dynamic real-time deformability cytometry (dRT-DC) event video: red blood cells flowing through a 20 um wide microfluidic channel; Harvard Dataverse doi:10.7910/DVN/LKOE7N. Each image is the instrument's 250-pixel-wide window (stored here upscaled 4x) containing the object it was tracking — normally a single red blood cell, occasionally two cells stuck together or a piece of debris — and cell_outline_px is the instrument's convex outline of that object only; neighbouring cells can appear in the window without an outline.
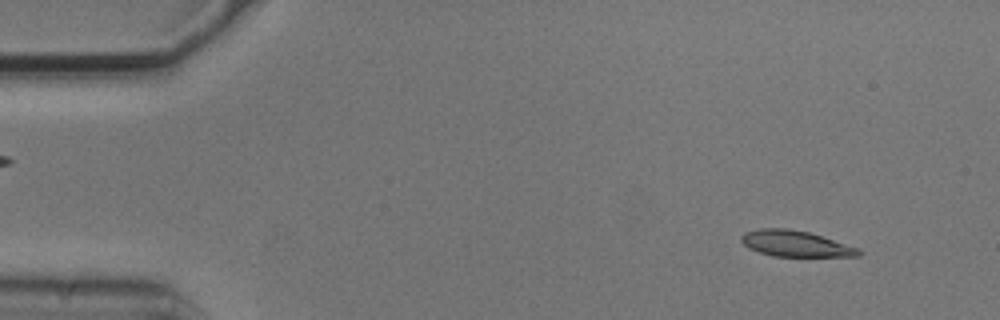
{"species": "common noctule bat (a hibernating species)", "species_latin": "Nyctalus noctula", "temperature_condition": "cold", "stored_images_in_passage": 4, "camera_frame_rate_fps": 3000, "um_per_image_px": 0.085, "animal": {"sex": "male", "body_mass_g": 20.5, "forearm_length_mm": 52.5}, "frame": {"image": 1, "passage_image": 1, "time_ms": 0.0, "image_size_px": [1000, 320], "cell_outline_px": [[864, 252], [860, 256], [772, 256], [748, 248], [740, 240], [740, 236], [744, 232], [760, 228], [788, 228], [808, 232], [860, 248]], "centroid_in_image_um": [67.61, 20.71], "position_along_channel_um": 17.4, "area_um2": 17.8}}
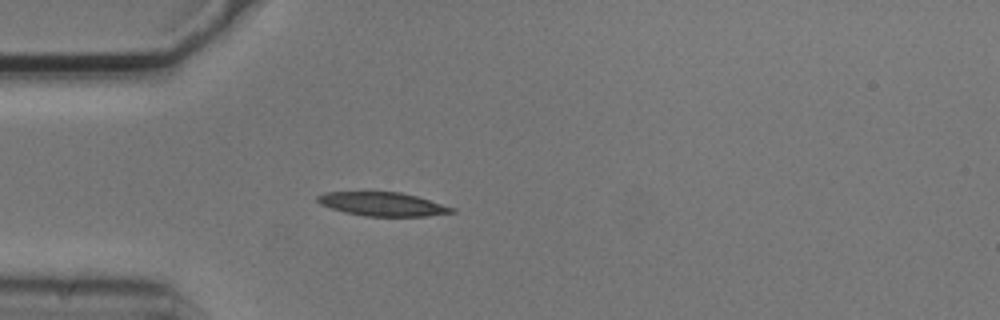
{"frame": {"image": 2, "passage_image": 4, "time_ms": 1.0, "image_size_px": [1000, 320], "cell_outline_px": [[456, 212], [428, 216], [364, 216], [344, 212], [320, 204], [316, 200], [316, 196], [324, 192], [400, 192], [416, 196], [456, 208]], "centroid_in_image_um": [32.52, 17.35], "position_along_channel_um": 52.5, "area_um2": 18.55}}